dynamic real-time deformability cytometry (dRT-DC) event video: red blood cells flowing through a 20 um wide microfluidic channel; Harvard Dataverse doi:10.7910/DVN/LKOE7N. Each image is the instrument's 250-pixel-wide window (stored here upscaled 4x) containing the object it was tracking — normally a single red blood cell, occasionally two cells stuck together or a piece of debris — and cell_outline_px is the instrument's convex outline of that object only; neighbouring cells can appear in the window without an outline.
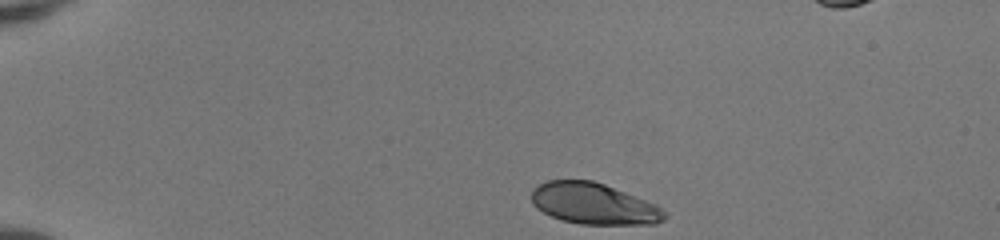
{"species": "human", "species_latin": "Homo sapiens", "temperature_condition": "room temperature", "stored_images_in_passage": 36, "camera_frame_rate_fps": 3000, "um_per_image_px": 0.085, "donor": {"sex": "female"}, "frame": {"image": 1, "passage_image": 1, "time_ms": 0.0, "image_size_px": [1000, 240], "cell_outline_px": [[668, 216], [664, 220], [656, 224], [580, 224], [560, 220], [536, 208], [532, 204], [532, 188], [548, 180], [592, 180], [604, 184], [656, 204]], "centroid_in_image_um": [50.46, 17.32], "position_along_channel_um": 34.5, "area_um2": 31.91}}
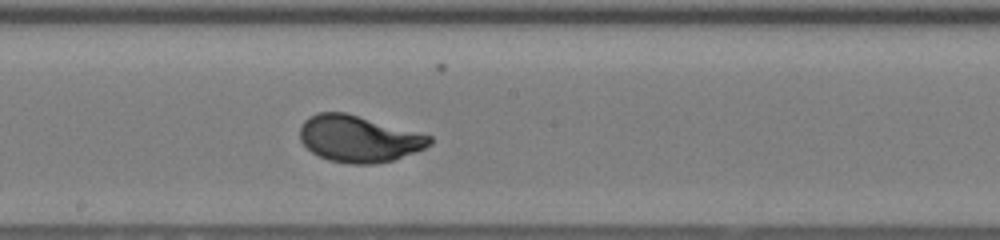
{"frame": {"image": 2, "passage_image": 20, "time_ms": 6.333, "image_size_px": [1000, 240], "cell_outline_px": [[432, 144], [416, 152], [392, 160], [376, 164], [348, 164], [328, 160], [312, 152], [300, 140], [300, 124], [308, 116], [316, 112], [344, 112], [432, 136]], "centroid_in_image_um": [30.47, 11.8], "position_along_channel_um": 217.7, "area_um2": 35.14}}
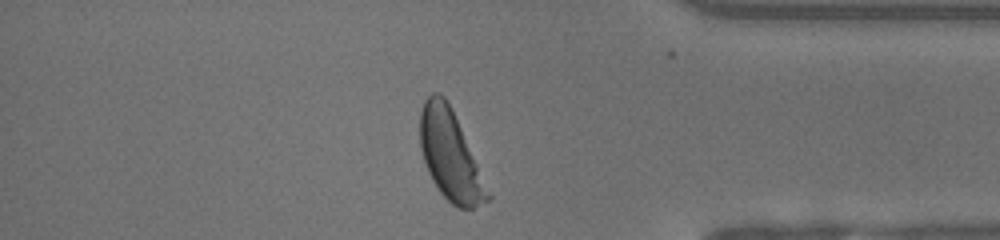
{"frame": {"image": 3, "passage_image": 34, "time_ms": 11.0, "image_size_px": [1000, 240], "cell_outline_px": [[492, 196], [488, 200], [472, 208], [460, 208], [452, 204], [440, 192], [432, 180], [428, 172], [420, 148], [420, 112], [424, 100], [432, 92], [440, 92], [444, 96], [452, 108]], "centroid_in_image_um": [38.25, 13.17], "position_along_channel_um": 396.9, "area_um2": 35.03}, "authors_computed_cell_mechanics": {"area_um2": 34.1309, "velocity_mm_per_s": 4.1479, "shape_relaxation_time_tau1_ms": 2.7843, "shape_relaxation_time_tau2_ms": null, "deformation_change_tau1": 0.1772, "deformation_change_tau2": null}}